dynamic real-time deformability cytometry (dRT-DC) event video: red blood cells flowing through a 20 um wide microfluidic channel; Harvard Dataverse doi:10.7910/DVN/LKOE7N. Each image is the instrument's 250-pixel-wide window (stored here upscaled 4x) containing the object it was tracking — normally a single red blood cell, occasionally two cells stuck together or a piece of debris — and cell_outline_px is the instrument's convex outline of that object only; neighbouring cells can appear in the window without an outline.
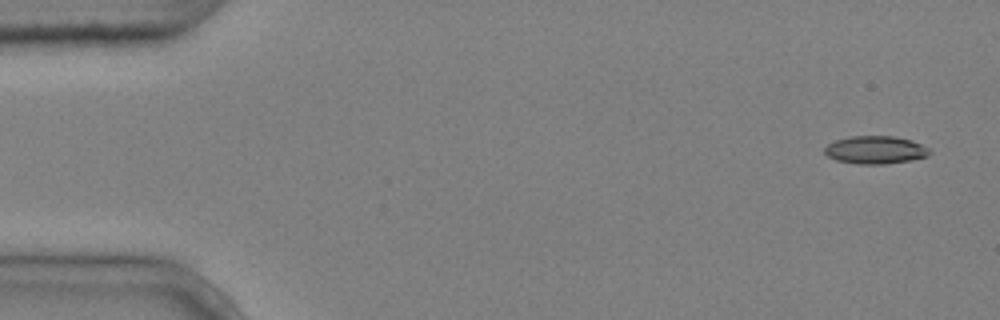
{"species": "common noctule bat (a hibernating species)", "species_latin": "Nyctalus noctula", "temperature_condition": "cold", "stored_images_in_passage": 5, "camera_frame_rate_fps": 3000, "um_per_image_px": 0.085, "animal": {"sex": "male", "body_mass_g": 20.4}, "frame": {"image": 1, "passage_image": 5, "time_ms": 1.333, "image_size_px": [1000, 320], "cell_outline_px": [[932, 152], [928, 156], [912, 160], [884, 164], [860, 164], [836, 160], [828, 156], [824, 152], [824, 148], [828, 144], [836, 140], [852, 136], [892, 136], [912, 140], [928, 148]], "centroid_in_image_um": [74.42, 12.74], "position_along_channel_um": 10.6, "area_um2": 16.99}}